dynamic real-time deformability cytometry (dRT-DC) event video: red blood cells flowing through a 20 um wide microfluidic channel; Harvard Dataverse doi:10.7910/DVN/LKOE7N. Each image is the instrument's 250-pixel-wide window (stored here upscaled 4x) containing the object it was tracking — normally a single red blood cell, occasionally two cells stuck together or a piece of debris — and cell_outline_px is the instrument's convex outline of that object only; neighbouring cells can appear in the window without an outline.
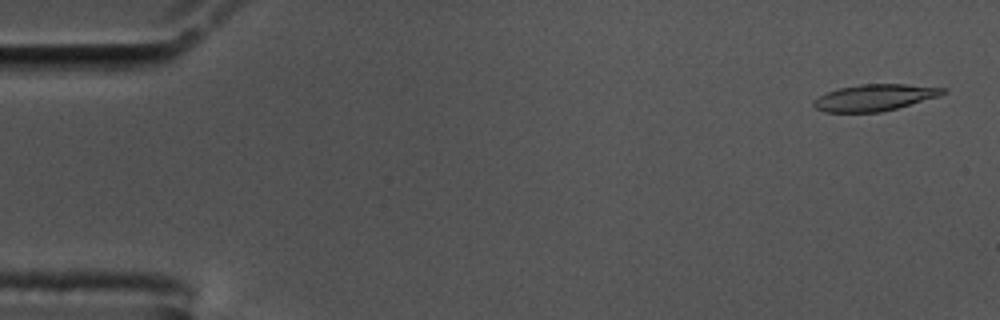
{"species": "common noctule bat (a hibernating species)", "species_latin": "Nyctalus noctula", "temperature_condition": "cold", "stored_images_in_passage": 56, "camera_frame_rate_fps": 3000, "um_per_image_px": 0.085, "animal": {"sex": "male", "body_mass_g": 17.5, "forearm_length_mm": 52.3}, "frame": {"image": 1, "passage_image": 2, "time_ms": 0.333, "image_size_px": [1000, 320], "cell_outline_px": [[948, 92], [940, 96], [896, 108], [880, 112], [824, 112], [816, 108], [812, 104], [812, 100], [828, 92], [840, 88], [860, 84], [904, 84], [948, 88]], "centroid_in_image_um": [74.37, 8.29], "position_along_channel_um": 10.6, "area_um2": 19.94}}
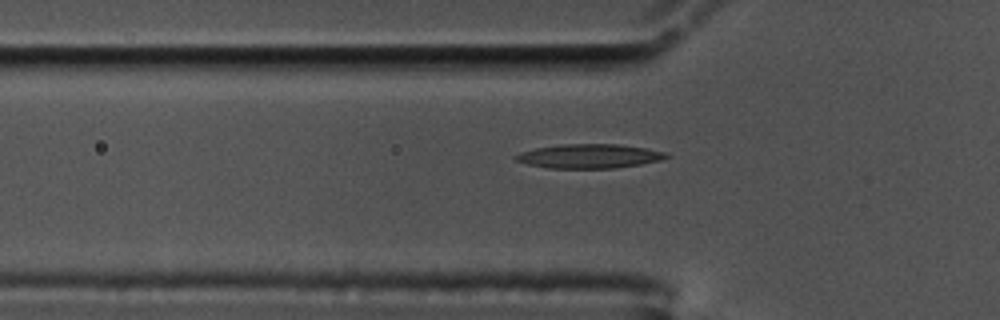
{"frame": {"image": 2, "passage_image": 18, "time_ms": 5.667, "image_size_px": [1000, 320], "cell_outline_px": [[672, 156], [660, 160], [640, 164], [616, 168], [548, 168], [528, 164], [516, 160], [512, 156], [520, 152], [536, 148], [560, 144], [616, 144], [644, 148], [664, 152]], "centroid_in_image_um": [50.06, 13.27], "position_along_channel_um": 75.7, "area_um2": 21.1}}
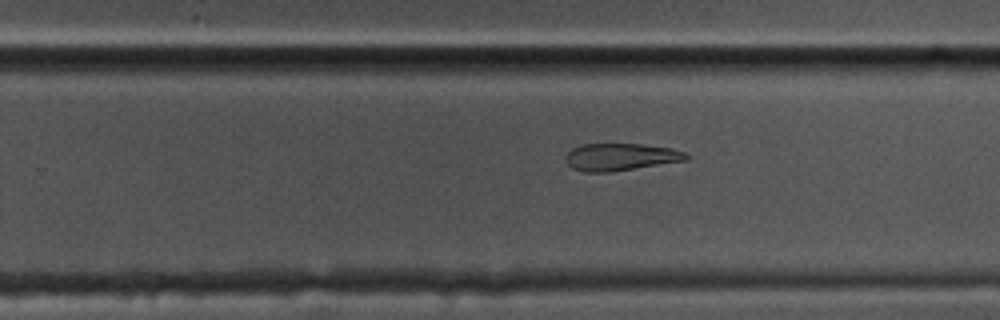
{"frame": {"image": 3, "passage_image": 35, "time_ms": 11.333, "image_size_px": [1000, 320], "cell_outline_px": [[692, 156], [688, 160], [608, 172], [584, 172], [572, 168], [564, 160], [564, 156], [572, 148], [584, 144], [640, 144], [672, 148], [684, 152]], "centroid_in_image_um": [52.75, 13.34], "position_along_channel_um": 277.1, "area_um2": 19.19}}